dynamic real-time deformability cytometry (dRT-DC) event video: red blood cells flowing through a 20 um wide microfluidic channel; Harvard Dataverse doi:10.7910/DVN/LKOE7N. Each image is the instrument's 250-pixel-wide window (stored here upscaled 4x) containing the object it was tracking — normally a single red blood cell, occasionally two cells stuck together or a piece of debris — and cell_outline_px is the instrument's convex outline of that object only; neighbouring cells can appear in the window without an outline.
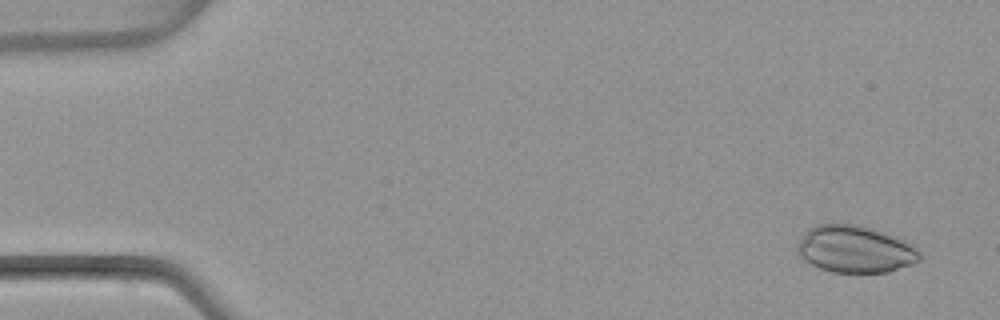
{"species": "common noctule bat (a hibernating species)", "species_latin": "Nyctalus noctula", "temperature_condition": "warm", "stored_images_in_passage": 4, "camera_frame_rate_fps": 3000, "um_per_image_px": 0.085, "animal": {"sex": "female", "body_mass_g": 22.7, "forearm_length_mm": 54.2}, "frame": {"image": 1, "passage_image": 1, "time_ms": 0.0, "image_size_px": [1000, 320], "cell_outline_px": [[920, 260], [912, 264], [888, 272], [832, 272], [820, 268], [804, 260], [800, 256], [796, 248], [796, 244], [800, 236], [808, 228], [816, 224], [860, 224], [896, 236], [904, 240], [916, 248], [920, 252]], "centroid_in_image_um": [72.65, 21.16], "position_along_channel_um": 12.3, "area_um2": 33.76}}